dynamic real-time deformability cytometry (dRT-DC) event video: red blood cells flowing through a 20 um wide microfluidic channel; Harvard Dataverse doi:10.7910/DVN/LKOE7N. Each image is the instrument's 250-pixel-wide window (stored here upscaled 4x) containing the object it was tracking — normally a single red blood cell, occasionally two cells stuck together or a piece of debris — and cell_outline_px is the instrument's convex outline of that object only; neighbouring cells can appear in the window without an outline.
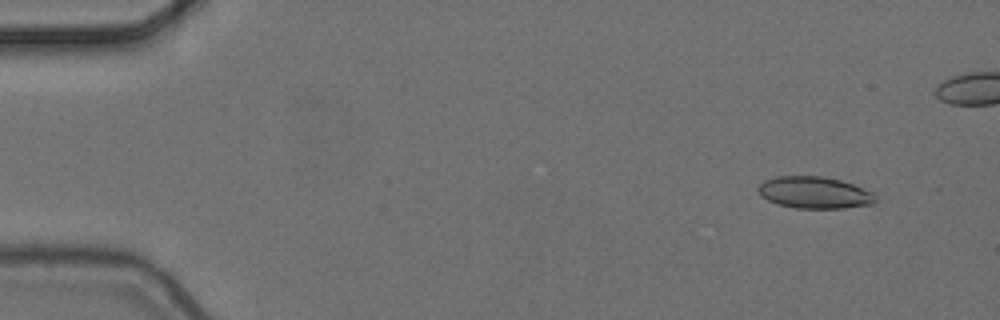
{"species": "common noctule bat (a hibernating species)", "species_latin": "Nyctalus noctula", "temperature_condition": "cold", "stored_images_in_passage": 5, "camera_frame_rate_fps": 3000, "um_per_image_px": 0.085, "animal": {"sex": "female", "body_mass_g": 24.6, "forearm_length_mm": 56.2}, "frame": {"image": 1, "passage_image": 1, "time_ms": 0.0, "image_size_px": [1000, 320], "cell_outline_px": [[876, 200], [872, 204], [844, 208], [796, 208], [776, 204], [760, 196], [756, 188], [764, 180], [776, 176], [820, 176], [840, 180], [876, 192]], "centroid_in_image_um": [69.22, 16.37], "position_along_channel_um": 15.8, "area_um2": 21.96}}
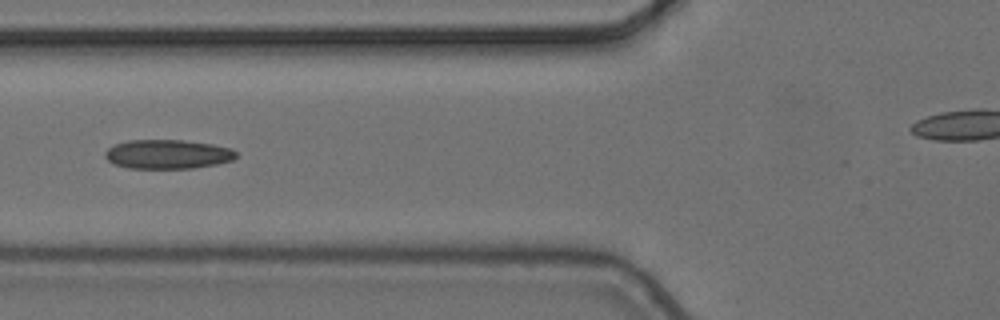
{"frame": {"image": 2, "passage_image": 5, "time_ms": 1.333, "image_size_px": [1000, 320], "cell_outline_px": [[236, 156], [232, 160], [216, 164], [192, 168], [128, 168], [116, 164], [108, 160], [104, 156], [104, 152], [108, 148], [116, 144], [128, 140], [180, 140], [212, 144], [232, 148], [236, 152]], "centroid_in_image_um": [14.24, 13.1], "position_along_channel_um": 111.6, "area_um2": 22.14}}